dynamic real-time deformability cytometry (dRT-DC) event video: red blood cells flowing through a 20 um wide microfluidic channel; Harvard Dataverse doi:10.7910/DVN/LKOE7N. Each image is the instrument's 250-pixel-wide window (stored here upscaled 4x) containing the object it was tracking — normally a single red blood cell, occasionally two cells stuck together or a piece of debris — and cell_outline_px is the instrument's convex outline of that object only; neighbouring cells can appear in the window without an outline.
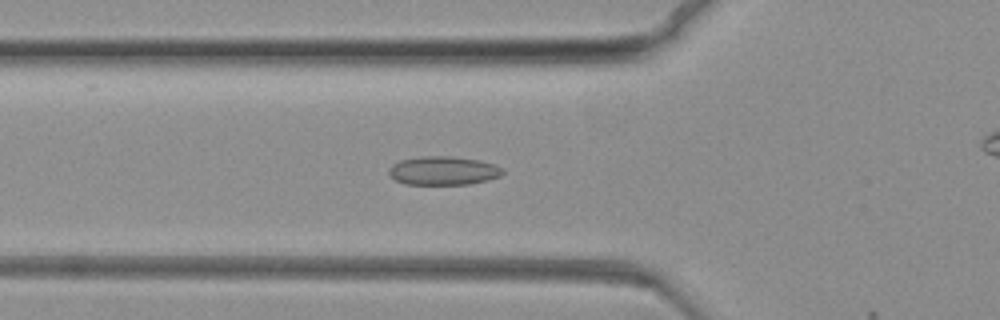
{"species": "common noctule bat (a hibernating species)", "species_latin": "Nyctalus noctula", "temperature_condition": "warm", "stored_images_in_passage": 29, "camera_frame_rate_fps": 3000, "um_per_image_px": 0.085, "animal": {"sex": "female", "body_mass_g": 19.3, "forearm_length_mm": 54.1}, "frame": {"image": 1, "passage_image": 28, "time_ms": 9.0, "image_size_px": [1000, 320], "cell_outline_px": [[504, 172], [500, 176], [488, 180], [472, 184], [404, 184], [396, 180], [388, 172], [388, 168], [392, 164], [400, 160], [420, 156], [452, 156], [480, 160], [496, 164], [504, 168]], "centroid_in_image_um": [37.71, 14.5], "position_along_channel_um": 88.1, "area_um2": 19.25}}